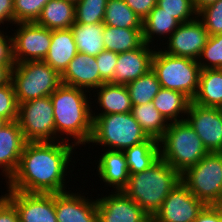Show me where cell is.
<instances>
[{
  "instance_id": "1",
  "label": "cell",
  "mask_w": 222,
  "mask_h": 222,
  "mask_svg": "<svg viewBox=\"0 0 222 222\" xmlns=\"http://www.w3.org/2000/svg\"><path fill=\"white\" fill-rule=\"evenodd\" d=\"M77 149L62 140L27 142L15 173L5 182L6 189L43 194L69 191L66 184L68 178L74 176L70 174L73 171L70 165L77 163L72 159Z\"/></svg>"
},
{
  "instance_id": "2",
  "label": "cell",
  "mask_w": 222,
  "mask_h": 222,
  "mask_svg": "<svg viewBox=\"0 0 222 222\" xmlns=\"http://www.w3.org/2000/svg\"><path fill=\"white\" fill-rule=\"evenodd\" d=\"M89 93L82 88L62 83L50 95L54 109L55 141H66L76 147L89 143L93 131L94 108L90 96L92 93Z\"/></svg>"
},
{
  "instance_id": "3",
  "label": "cell",
  "mask_w": 222,
  "mask_h": 222,
  "mask_svg": "<svg viewBox=\"0 0 222 222\" xmlns=\"http://www.w3.org/2000/svg\"><path fill=\"white\" fill-rule=\"evenodd\" d=\"M180 182L181 174L160 157L146 170L130 174L123 192L153 217Z\"/></svg>"
},
{
  "instance_id": "4",
  "label": "cell",
  "mask_w": 222,
  "mask_h": 222,
  "mask_svg": "<svg viewBox=\"0 0 222 222\" xmlns=\"http://www.w3.org/2000/svg\"><path fill=\"white\" fill-rule=\"evenodd\" d=\"M159 146L160 157L180 174L209 153L186 120L170 122Z\"/></svg>"
},
{
  "instance_id": "5",
  "label": "cell",
  "mask_w": 222,
  "mask_h": 222,
  "mask_svg": "<svg viewBox=\"0 0 222 222\" xmlns=\"http://www.w3.org/2000/svg\"><path fill=\"white\" fill-rule=\"evenodd\" d=\"M93 131L89 145L125 151L133 145L146 141L149 137L142 130L132 113L92 115Z\"/></svg>"
},
{
  "instance_id": "6",
  "label": "cell",
  "mask_w": 222,
  "mask_h": 222,
  "mask_svg": "<svg viewBox=\"0 0 222 222\" xmlns=\"http://www.w3.org/2000/svg\"><path fill=\"white\" fill-rule=\"evenodd\" d=\"M152 71L161 88L182 92L191 101L196 95L201 71L197 60L169 55L158 47L152 59Z\"/></svg>"
},
{
  "instance_id": "7",
  "label": "cell",
  "mask_w": 222,
  "mask_h": 222,
  "mask_svg": "<svg viewBox=\"0 0 222 222\" xmlns=\"http://www.w3.org/2000/svg\"><path fill=\"white\" fill-rule=\"evenodd\" d=\"M18 104L50 96L61 84V75L43 60L15 63L11 71Z\"/></svg>"
},
{
  "instance_id": "8",
  "label": "cell",
  "mask_w": 222,
  "mask_h": 222,
  "mask_svg": "<svg viewBox=\"0 0 222 222\" xmlns=\"http://www.w3.org/2000/svg\"><path fill=\"white\" fill-rule=\"evenodd\" d=\"M181 181L206 205H222V153L205 155L181 174Z\"/></svg>"
},
{
  "instance_id": "9",
  "label": "cell",
  "mask_w": 222,
  "mask_h": 222,
  "mask_svg": "<svg viewBox=\"0 0 222 222\" xmlns=\"http://www.w3.org/2000/svg\"><path fill=\"white\" fill-rule=\"evenodd\" d=\"M17 121L27 142L55 141L54 109L50 96L20 103Z\"/></svg>"
},
{
  "instance_id": "10",
  "label": "cell",
  "mask_w": 222,
  "mask_h": 222,
  "mask_svg": "<svg viewBox=\"0 0 222 222\" xmlns=\"http://www.w3.org/2000/svg\"><path fill=\"white\" fill-rule=\"evenodd\" d=\"M16 25V26H15ZM12 29L15 63L44 60L51 45L52 30L31 23H15Z\"/></svg>"
},
{
  "instance_id": "11",
  "label": "cell",
  "mask_w": 222,
  "mask_h": 222,
  "mask_svg": "<svg viewBox=\"0 0 222 222\" xmlns=\"http://www.w3.org/2000/svg\"><path fill=\"white\" fill-rule=\"evenodd\" d=\"M205 206L181 181L170 191L153 218L157 222H193Z\"/></svg>"
},
{
  "instance_id": "12",
  "label": "cell",
  "mask_w": 222,
  "mask_h": 222,
  "mask_svg": "<svg viewBox=\"0 0 222 222\" xmlns=\"http://www.w3.org/2000/svg\"><path fill=\"white\" fill-rule=\"evenodd\" d=\"M185 120L210 152H222V109L202 107L192 101Z\"/></svg>"
},
{
  "instance_id": "13",
  "label": "cell",
  "mask_w": 222,
  "mask_h": 222,
  "mask_svg": "<svg viewBox=\"0 0 222 222\" xmlns=\"http://www.w3.org/2000/svg\"><path fill=\"white\" fill-rule=\"evenodd\" d=\"M209 35L203 23L198 19L181 23L171 34L167 42L162 45L163 52L178 56L198 60L202 49L205 47ZM165 47V48H164Z\"/></svg>"
},
{
  "instance_id": "14",
  "label": "cell",
  "mask_w": 222,
  "mask_h": 222,
  "mask_svg": "<svg viewBox=\"0 0 222 222\" xmlns=\"http://www.w3.org/2000/svg\"><path fill=\"white\" fill-rule=\"evenodd\" d=\"M4 195L17 209L20 222H58L55 194L7 190Z\"/></svg>"
},
{
  "instance_id": "15",
  "label": "cell",
  "mask_w": 222,
  "mask_h": 222,
  "mask_svg": "<svg viewBox=\"0 0 222 222\" xmlns=\"http://www.w3.org/2000/svg\"><path fill=\"white\" fill-rule=\"evenodd\" d=\"M110 193L96 198L99 222H145L150 217L123 191Z\"/></svg>"
},
{
  "instance_id": "16",
  "label": "cell",
  "mask_w": 222,
  "mask_h": 222,
  "mask_svg": "<svg viewBox=\"0 0 222 222\" xmlns=\"http://www.w3.org/2000/svg\"><path fill=\"white\" fill-rule=\"evenodd\" d=\"M80 193L79 191L74 193L71 189L55 194V210L58 222H99L97 200L93 197L88 198V193L81 191Z\"/></svg>"
},
{
  "instance_id": "17",
  "label": "cell",
  "mask_w": 222,
  "mask_h": 222,
  "mask_svg": "<svg viewBox=\"0 0 222 222\" xmlns=\"http://www.w3.org/2000/svg\"><path fill=\"white\" fill-rule=\"evenodd\" d=\"M154 53L155 47L145 42L139 48L119 53L113 84L126 85L148 73L152 69Z\"/></svg>"
},
{
  "instance_id": "18",
  "label": "cell",
  "mask_w": 222,
  "mask_h": 222,
  "mask_svg": "<svg viewBox=\"0 0 222 222\" xmlns=\"http://www.w3.org/2000/svg\"><path fill=\"white\" fill-rule=\"evenodd\" d=\"M61 82L90 93L105 83L100 78L96 57L81 52L69 62L67 69L61 75Z\"/></svg>"
},
{
  "instance_id": "19",
  "label": "cell",
  "mask_w": 222,
  "mask_h": 222,
  "mask_svg": "<svg viewBox=\"0 0 222 222\" xmlns=\"http://www.w3.org/2000/svg\"><path fill=\"white\" fill-rule=\"evenodd\" d=\"M26 143L17 120L0 129V170L5 182L15 173Z\"/></svg>"
},
{
  "instance_id": "20",
  "label": "cell",
  "mask_w": 222,
  "mask_h": 222,
  "mask_svg": "<svg viewBox=\"0 0 222 222\" xmlns=\"http://www.w3.org/2000/svg\"><path fill=\"white\" fill-rule=\"evenodd\" d=\"M102 151L95 164L99 181L107 188H112L111 191H123L130 176L124 152L108 149H102Z\"/></svg>"
},
{
  "instance_id": "21",
  "label": "cell",
  "mask_w": 222,
  "mask_h": 222,
  "mask_svg": "<svg viewBox=\"0 0 222 222\" xmlns=\"http://www.w3.org/2000/svg\"><path fill=\"white\" fill-rule=\"evenodd\" d=\"M91 93H94L91 94V97H94L91 98L94 99L92 104L94 101L96 103L92 107L96 106L95 110H98L97 113L92 111V115L130 113L132 110L131 99L125 85L103 83Z\"/></svg>"
},
{
  "instance_id": "22",
  "label": "cell",
  "mask_w": 222,
  "mask_h": 222,
  "mask_svg": "<svg viewBox=\"0 0 222 222\" xmlns=\"http://www.w3.org/2000/svg\"><path fill=\"white\" fill-rule=\"evenodd\" d=\"M77 53L71 28L52 30L51 45L43 61L62 75Z\"/></svg>"
},
{
  "instance_id": "23",
  "label": "cell",
  "mask_w": 222,
  "mask_h": 222,
  "mask_svg": "<svg viewBox=\"0 0 222 222\" xmlns=\"http://www.w3.org/2000/svg\"><path fill=\"white\" fill-rule=\"evenodd\" d=\"M180 24L176 18L156 5L143 20V40L146 44L153 46L154 39H159L156 41L157 45H154V47L158 48L161 42L165 39L167 40ZM161 37L163 38L162 40H160ZM158 42H160L159 46Z\"/></svg>"
},
{
  "instance_id": "24",
  "label": "cell",
  "mask_w": 222,
  "mask_h": 222,
  "mask_svg": "<svg viewBox=\"0 0 222 222\" xmlns=\"http://www.w3.org/2000/svg\"><path fill=\"white\" fill-rule=\"evenodd\" d=\"M36 24L49 30L69 29L75 23V3L50 0L42 9Z\"/></svg>"
},
{
  "instance_id": "25",
  "label": "cell",
  "mask_w": 222,
  "mask_h": 222,
  "mask_svg": "<svg viewBox=\"0 0 222 222\" xmlns=\"http://www.w3.org/2000/svg\"><path fill=\"white\" fill-rule=\"evenodd\" d=\"M192 102L202 107L222 109L221 69H205L200 71L198 89Z\"/></svg>"
},
{
  "instance_id": "26",
  "label": "cell",
  "mask_w": 222,
  "mask_h": 222,
  "mask_svg": "<svg viewBox=\"0 0 222 222\" xmlns=\"http://www.w3.org/2000/svg\"><path fill=\"white\" fill-rule=\"evenodd\" d=\"M152 102L170 123L185 120L191 100L182 92L161 88Z\"/></svg>"
},
{
  "instance_id": "27",
  "label": "cell",
  "mask_w": 222,
  "mask_h": 222,
  "mask_svg": "<svg viewBox=\"0 0 222 222\" xmlns=\"http://www.w3.org/2000/svg\"><path fill=\"white\" fill-rule=\"evenodd\" d=\"M142 30L105 26L103 30L105 50L119 54L139 48L144 43Z\"/></svg>"
},
{
  "instance_id": "28",
  "label": "cell",
  "mask_w": 222,
  "mask_h": 222,
  "mask_svg": "<svg viewBox=\"0 0 222 222\" xmlns=\"http://www.w3.org/2000/svg\"><path fill=\"white\" fill-rule=\"evenodd\" d=\"M104 27V23H74L71 30L74 35L77 51L96 57L100 52L105 50L103 43Z\"/></svg>"
},
{
  "instance_id": "29",
  "label": "cell",
  "mask_w": 222,
  "mask_h": 222,
  "mask_svg": "<svg viewBox=\"0 0 222 222\" xmlns=\"http://www.w3.org/2000/svg\"><path fill=\"white\" fill-rule=\"evenodd\" d=\"M124 152L130 174L146 170L160 158L159 141L148 138L146 141L133 145Z\"/></svg>"
},
{
  "instance_id": "30",
  "label": "cell",
  "mask_w": 222,
  "mask_h": 222,
  "mask_svg": "<svg viewBox=\"0 0 222 222\" xmlns=\"http://www.w3.org/2000/svg\"><path fill=\"white\" fill-rule=\"evenodd\" d=\"M131 113L148 137L159 141L164 136L169 122L155 108L152 101L132 106Z\"/></svg>"
},
{
  "instance_id": "31",
  "label": "cell",
  "mask_w": 222,
  "mask_h": 222,
  "mask_svg": "<svg viewBox=\"0 0 222 222\" xmlns=\"http://www.w3.org/2000/svg\"><path fill=\"white\" fill-rule=\"evenodd\" d=\"M103 23L105 26L143 29V21L124 0L107 1Z\"/></svg>"
},
{
  "instance_id": "32",
  "label": "cell",
  "mask_w": 222,
  "mask_h": 222,
  "mask_svg": "<svg viewBox=\"0 0 222 222\" xmlns=\"http://www.w3.org/2000/svg\"><path fill=\"white\" fill-rule=\"evenodd\" d=\"M125 86L128 90L132 106L149 103L161 89L157 76L152 69Z\"/></svg>"
},
{
  "instance_id": "33",
  "label": "cell",
  "mask_w": 222,
  "mask_h": 222,
  "mask_svg": "<svg viewBox=\"0 0 222 222\" xmlns=\"http://www.w3.org/2000/svg\"><path fill=\"white\" fill-rule=\"evenodd\" d=\"M108 0H79L75 3V23H103Z\"/></svg>"
},
{
  "instance_id": "34",
  "label": "cell",
  "mask_w": 222,
  "mask_h": 222,
  "mask_svg": "<svg viewBox=\"0 0 222 222\" xmlns=\"http://www.w3.org/2000/svg\"><path fill=\"white\" fill-rule=\"evenodd\" d=\"M197 61L201 70L222 68V34L208 37Z\"/></svg>"
},
{
  "instance_id": "35",
  "label": "cell",
  "mask_w": 222,
  "mask_h": 222,
  "mask_svg": "<svg viewBox=\"0 0 222 222\" xmlns=\"http://www.w3.org/2000/svg\"><path fill=\"white\" fill-rule=\"evenodd\" d=\"M156 5L164 12L172 15L180 23H186L197 18L192 0H157Z\"/></svg>"
},
{
  "instance_id": "36",
  "label": "cell",
  "mask_w": 222,
  "mask_h": 222,
  "mask_svg": "<svg viewBox=\"0 0 222 222\" xmlns=\"http://www.w3.org/2000/svg\"><path fill=\"white\" fill-rule=\"evenodd\" d=\"M50 0H14V24L36 22Z\"/></svg>"
},
{
  "instance_id": "37",
  "label": "cell",
  "mask_w": 222,
  "mask_h": 222,
  "mask_svg": "<svg viewBox=\"0 0 222 222\" xmlns=\"http://www.w3.org/2000/svg\"><path fill=\"white\" fill-rule=\"evenodd\" d=\"M209 36L222 34V0L205 7L197 13Z\"/></svg>"
},
{
  "instance_id": "38",
  "label": "cell",
  "mask_w": 222,
  "mask_h": 222,
  "mask_svg": "<svg viewBox=\"0 0 222 222\" xmlns=\"http://www.w3.org/2000/svg\"><path fill=\"white\" fill-rule=\"evenodd\" d=\"M19 104L16 100L15 90L12 81L0 86V117L7 122L18 119Z\"/></svg>"
},
{
  "instance_id": "39",
  "label": "cell",
  "mask_w": 222,
  "mask_h": 222,
  "mask_svg": "<svg viewBox=\"0 0 222 222\" xmlns=\"http://www.w3.org/2000/svg\"><path fill=\"white\" fill-rule=\"evenodd\" d=\"M118 60V53L103 50L96 56L100 78L105 83L113 84V74Z\"/></svg>"
},
{
  "instance_id": "40",
  "label": "cell",
  "mask_w": 222,
  "mask_h": 222,
  "mask_svg": "<svg viewBox=\"0 0 222 222\" xmlns=\"http://www.w3.org/2000/svg\"><path fill=\"white\" fill-rule=\"evenodd\" d=\"M0 29V63H15L13 57V38ZM5 33V34H4Z\"/></svg>"
},
{
  "instance_id": "41",
  "label": "cell",
  "mask_w": 222,
  "mask_h": 222,
  "mask_svg": "<svg viewBox=\"0 0 222 222\" xmlns=\"http://www.w3.org/2000/svg\"><path fill=\"white\" fill-rule=\"evenodd\" d=\"M0 222H20L17 209L4 194L0 195Z\"/></svg>"
},
{
  "instance_id": "42",
  "label": "cell",
  "mask_w": 222,
  "mask_h": 222,
  "mask_svg": "<svg viewBox=\"0 0 222 222\" xmlns=\"http://www.w3.org/2000/svg\"><path fill=\"white\" fill-rule=\"evenodd\" d=\"M143 21L156 6L157 0H124Z\"/></svg>"
},
{
  "instance_id": "43",
  "label": "cell",
  "mask_w": 222,
  "mask_h": 222,
  "mask_svg": "<svg viewBox=\"0 0 222 222\" xmlns=\"http://www.w3.org/2000/svg\"><path fill=\"white\" fill-rule=\"evenodd\" d=\"M193 222H222V205H206Z\"/></svg>"
},
{
  "instance_id": "44",
  "label": "cell",
  "mask_w": 222,
  "mask_h": 222,
  "mask_svg": "<svg viewBox=\"0 0 222 222\" xmlns=\"http://www.w3.org/2000/svg\"><path fill=\"white\" fill-rule=\"evenodd\" d=\"M14 0H0V28L1 24L6 23L7 26L14 24ZM9 23V24H8Z\"/></svg>"
},
{
  "instance_id": "45",
  "label": "cell",
  "mask_w": 222,
  "mask_h": 222,
  "mask_svg": "<svg viewBox=\"0 0 222 222\" xmlns=\"http://www.w3.org/2000/svg\"><path fill=\"white\" fill-rule=\"evenodd\" d=\"M15 63H0V86L11 81V71Z\"/></svg>"
},
{
  "instance_id": "46",
  "label": "cell",
  "mask_w": 222,
  "mask_h": 222,
  "mask_svg": "<svg viewBox=\"0 0 222 222\" xmlns=\"http://www.w3.org/2000/svg\"><path fill=\"white\" fill-rule=\"evenodd\" d=\"M195 10L198 13L200 10L204 9L205 7L214 4L218 0H192Z\"/></svg>"
},
{
  "instance_id": "47",
  "label": "cell",
  "mask_w": 222,
  "mask_h": 222,
  "mask_svg": "<svg viewBox=\"0 0 222 222\" xmlns=\"http://www.w3.org/2000/svg\"><path fill=\"white\" fill-rule=\"evenodd\" d=\"M7 123L8 122L4 118L0 117V129L3 128Z\"/></svg>"
},
{
  "instance_id": "48",
  "label": "cell",
  "mask_w": 222,
  "mask_h": 222,
  "mask_svg": "<svg viewBox=\"0 0 222 222\" xmlns=\"http://www.w3.org/2000/svg\"><path fill=\"white\" fill-rule=\"evenodd\" d=\"M145 222H157L153 217H149Z\"/></svg>"
},
{
  "instance_id": "49",
  "label": "cell",
  "mask_w": 222,
  "mask_h": 222,
  "mask_svg": "<svg viewBox=\"0 0 222 222\" xmlns=\"http://www.w3.org/2000/svg\"><path fill=\"white\" fill-rule=\"evenodd\" d=\"M67 1H71L73 3H77L79 0H67Z\"/></svg>"
}]
</instances>
